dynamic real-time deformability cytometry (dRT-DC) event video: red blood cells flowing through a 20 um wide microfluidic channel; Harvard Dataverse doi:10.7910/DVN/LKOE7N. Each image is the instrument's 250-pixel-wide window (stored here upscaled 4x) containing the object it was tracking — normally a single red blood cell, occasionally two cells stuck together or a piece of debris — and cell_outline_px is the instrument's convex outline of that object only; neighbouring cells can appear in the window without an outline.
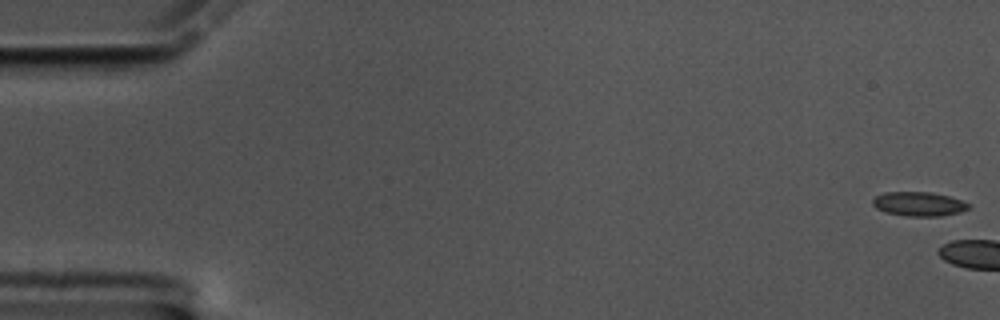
{"species": "common noctule bat (a hibernating species)", "species_latin": "Nyctalus noctula", "temperature_condition": "cold", "stored_images_in_passage": 5, "camera_frame_rate_fps": 3000, "um_per_image_px": 0.085, "animal": {"sex": "male", "body_mass_g": 17.5, "forearm_length_mm": 52.3}, "frame": {"image": 1, "passage_image": 1, "time_ms": 0.0, "image_size_px": [1000, 320], "cell_outline_px": [[968, 208], [960, 212], [940, 216], [908, 216], [884, 212], [876, 208], [872, 204], [872, 200], [876, 196], [884, 192], [932, 192], [948, 196], [960, 200], [968, 204]], "centroid_in_image_um": [78.05, 17.33], "position_along_channel_um": 7.0, "area_um2": 13.41}}